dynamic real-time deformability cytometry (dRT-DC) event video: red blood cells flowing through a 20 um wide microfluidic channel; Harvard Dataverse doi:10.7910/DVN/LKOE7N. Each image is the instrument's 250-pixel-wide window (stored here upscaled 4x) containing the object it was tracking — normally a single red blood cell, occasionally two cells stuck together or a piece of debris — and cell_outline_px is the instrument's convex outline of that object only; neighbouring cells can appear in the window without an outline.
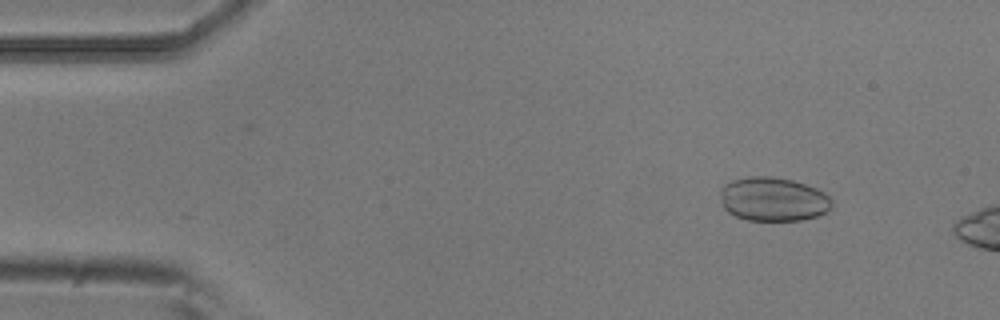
{"species": "common noctule bat (a hibernating species)", "species_latin": "Nyctalus noctula", "temperature_condition": "room temperature", "stored_images_in_passage": 3, "camera_frame_rate_fps": 3000, "um_per_image_px": 0.085, "animal": {"sex": "male", "body_mass_g": 20.5, "forearm_length_mm": 52.5}, "frame": {"image": 1, "passage_image": 1, "time_ms": 0.0, "image_size_px": [1000, 320], "cell_outline_px": [[832, 208], [816, 216], [800, 220], [748, 220], [736, 216], [728, 212], [724, 208], [720, 196], [720, 188], [724, 184], [732, 180], [748, 176], [768, 176], [792, 180], [816, 188], [824, 192], [832, 200]], "centroid_in_image_um": [65.7, 16.92], "position_along_channel_um": 19.3, "area_um2": 28.55}}